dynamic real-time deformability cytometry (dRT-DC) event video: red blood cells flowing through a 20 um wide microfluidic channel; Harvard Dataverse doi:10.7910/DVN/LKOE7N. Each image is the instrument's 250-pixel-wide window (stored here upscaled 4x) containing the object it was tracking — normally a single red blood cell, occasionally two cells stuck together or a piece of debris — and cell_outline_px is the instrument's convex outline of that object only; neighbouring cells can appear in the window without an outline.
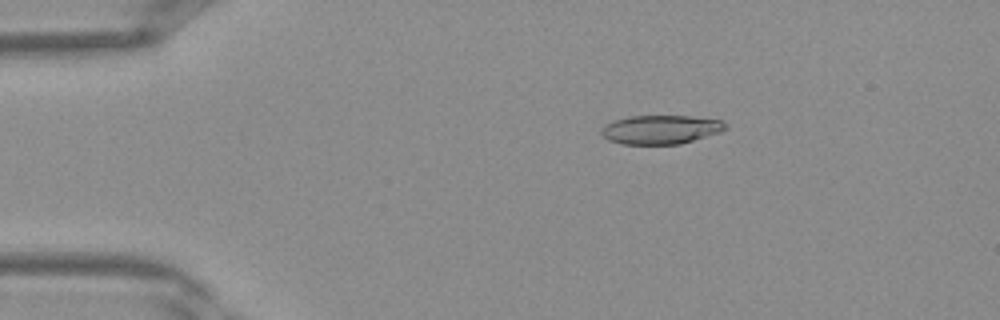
{"species": "Egyptian fruit bat (a non-hibernating species)", "species_latin": "Rousettus aegyptiacus", "temperature_condition": "warm", "stored_images_in_passage": 40, "camera_frame_rate_fps": 3000, "um_per_image_px": 0.085, "frame": {"image": 1, "passage_image": 7, "time_ms": 2.0, "image_size_px": [1000, 320], "cell_outline_px": [[728, 128], [720, 132], [680, 144], [624, 144], [608, 140], [600, 132], [600, 128], [604, 124], [612, 120], [628, 116], [688, 116], [720, 120]], "centroid_in_image_um": [56.1, 11.01], "position_along_channel_um": 28.9, "area_um2": 20.87}}
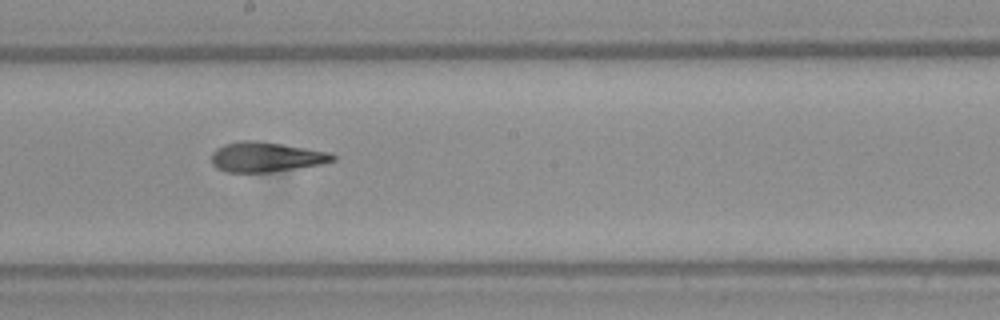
{"frame": {"image": 2, "passage_image": 22, "time_ms": 7.0, "image_size_px": [1000, 320], "cell_outline_px": [[336, 160], [320, 164], [268, 172], [224, 172], [216, 168], [212, 164], [212, 152], [216, 148], [224, 144], [240, 140], [260, 140], [328, 152], [336, 156]], "centroid_in_image_um": [22.56, 13.33], "position_along_channel_um": 225.6, "area_um2": 21.1}}
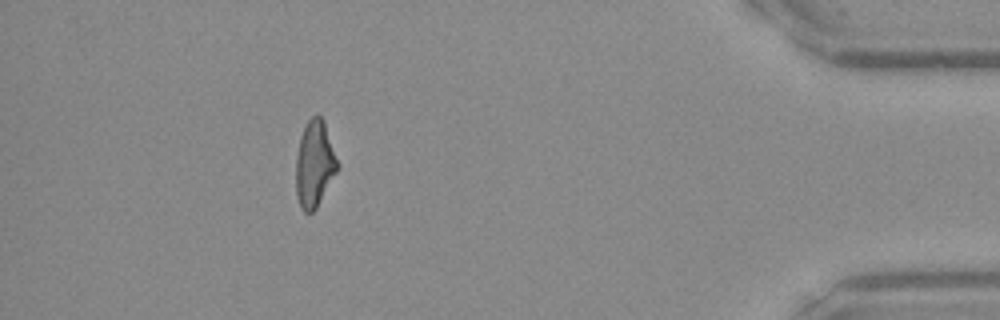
{"frame": {"image": 3, "passage_image": 36, "time_ms": 11.667, "image_size_px": [1000, 320], "cell_outline_px": [[340, 168], [316, 208], [312, 212], [304, 212], [300, 208], [296, 196], [296, 156], [300, 136], [308, 120], [312, 116], [320, 116], [324, 120], [340, 164]], "centroid_in_image_um": [26.75, 13.95], "position_along_channel_um": 408.4, "area_um2": 21.27}}